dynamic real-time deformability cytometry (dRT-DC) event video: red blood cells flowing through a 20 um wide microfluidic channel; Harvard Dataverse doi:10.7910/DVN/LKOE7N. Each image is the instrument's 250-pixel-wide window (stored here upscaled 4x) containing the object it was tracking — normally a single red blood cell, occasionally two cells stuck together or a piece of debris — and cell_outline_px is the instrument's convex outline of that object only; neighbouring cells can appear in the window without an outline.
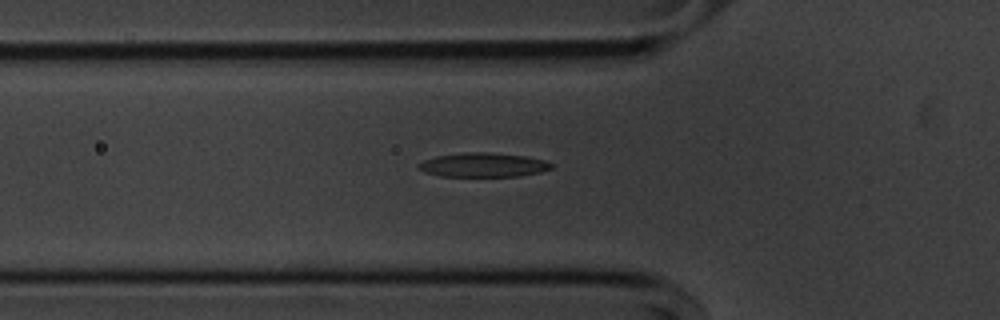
{"species": "common noctule bat (a hibernating species)", "species_latin": "Nyctalus noctula", "temperature_condition": "cold", "stored_images_in_passage": 11, "camera_frame_rate_fps": 3000, "um_per_image_px": 0.085, "animal": {"sex": "male", "body_mass_g": 20.1, "forearm_length_mm": 53.5}, "frame": {"image": 1, "passage_image": 9, "time_ms": 2.667, "image_size_px": [1000, 320], "cell_outline_px": [[552, 168], [540, 172], [520, 176], [440, 176], [424, 172], [416, 164], [424, 160], [436, 156], [464, 152], [488, 152], [528, 156], [544, 160], [552, 164]], "centroid_in_image_um": [41.07, 14.01], "position_along_channel_um": 84.7, "area_um2": 18.73}}